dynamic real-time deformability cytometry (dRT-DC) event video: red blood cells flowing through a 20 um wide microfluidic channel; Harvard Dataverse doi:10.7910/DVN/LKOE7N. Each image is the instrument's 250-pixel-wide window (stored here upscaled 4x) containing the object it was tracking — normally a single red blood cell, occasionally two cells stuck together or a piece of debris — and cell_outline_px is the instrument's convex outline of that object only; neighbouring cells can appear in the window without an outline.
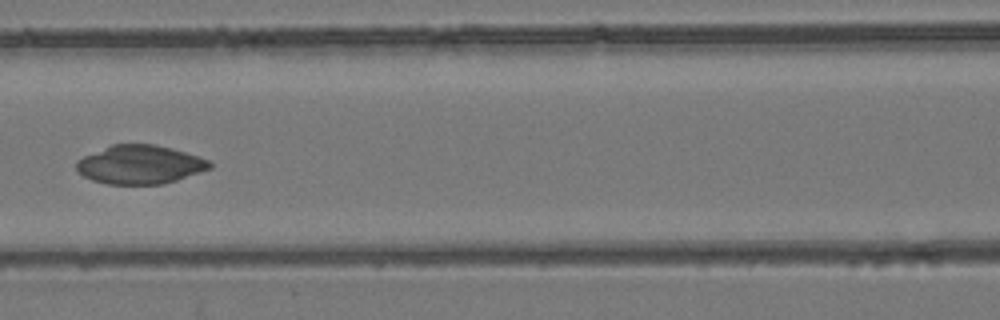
{"species": "common noctule bat (a hibernating species)", "species_latin": "Nyctalus noctula", "temperature_condition": "room temperature", "stored_images_in_passage": 6, "camera_frame_rate_fps": 3000, "um_per_image_px": 0.085, "animal": {"sex": "female", "body_mass_g": 24.6, "forearm_length_mm": 56.2}, "frame": {"image": 1, "passage_image": 6, "time_ms": 1.667, "image_size_px": [1000, 320], "cell_outline_px": [[212, 168], [176, 180], [160, 184], [108, 184], [92, 180], [84, 176], [76, 168], [76, 160], [84, 156], [112, 144], [156, 144], [172, 148], [208, 160], [212, 164]], "centroid_in_image_um": [11.88, 13.99], "position_along_channel_um": 154.7, "area_um2": 29.82}}